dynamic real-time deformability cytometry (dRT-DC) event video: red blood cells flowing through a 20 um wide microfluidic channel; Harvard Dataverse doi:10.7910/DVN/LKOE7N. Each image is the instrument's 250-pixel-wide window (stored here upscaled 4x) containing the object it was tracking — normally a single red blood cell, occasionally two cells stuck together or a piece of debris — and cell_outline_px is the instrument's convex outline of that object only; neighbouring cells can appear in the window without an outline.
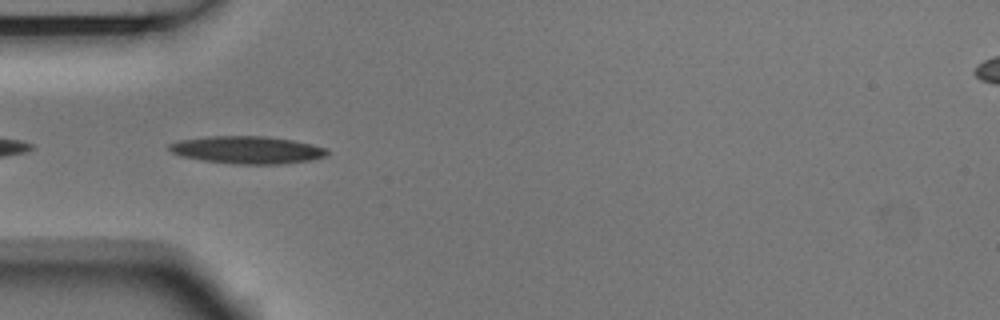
{"species": "Egyptian fruit bat (a non-hibernating species)", "species_latin": "Rousettus aegyptiacus", "temperature_condition": "room temperature", "stored_images_in_passage": 4, "camera_frame_rate_fps": 3000, "um_per_image_px": 0.085, "animal": {"sex": "male"}, "frame": {"image": 1, "passage_image": 4, "time_ms": 1.0, "image_size_px": [1000, 320], "cell_outline_px": [[328, 156], [312, 160], [284, 164], [236, 164], [204, 160], [180, 156], [172, 152], [168, 148], [168, 144], [180, 140], [212, 136], [264, 136], [292, 140], [312, 144], [328, 148]], "centroid_in_image_um": [21.06, 12.75], "position_along_channel_um": 63.9, "area_um2": 25.37}}